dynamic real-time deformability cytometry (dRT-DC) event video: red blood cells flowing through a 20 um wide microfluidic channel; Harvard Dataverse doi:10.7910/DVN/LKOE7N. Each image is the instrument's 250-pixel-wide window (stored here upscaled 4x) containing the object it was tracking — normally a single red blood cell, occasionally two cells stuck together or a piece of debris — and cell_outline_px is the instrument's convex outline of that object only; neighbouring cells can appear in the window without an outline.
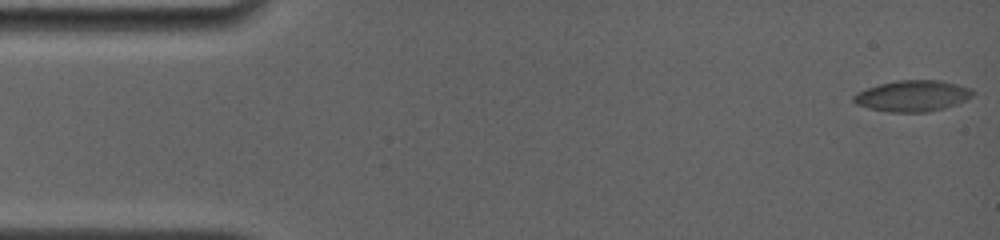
{"species": "common noctule bat (a hibernating species)", "species_latin": "Nyctalus noctula", "temperature_condition": "room temperature", "stored_images_in_passage": 11, "camera_frame_rate_fps": 4000, "um_per_image_px": 0.085, "animal": {"sex": "female", "body_mass_g": 19.0, "forearm_length_mm": 56.7}, "frame": {"image": 1, "passage_image": 1, "time_ms": 0.0, "image_size_px": [1000, 240], "cell_outline_px": [[972, 96], [956, 104], [944, 108], [928, 112], [888, 112], [868, 108], [856, 104], [852, 100], [852, 96], [856, 92], [880, 84], [896, 80], [940, 80], [972, 88]], "centroid_in_image_um": [77.53, 8.15], "position_along_channel_um": 7.5, "area_um2": 21.56}}
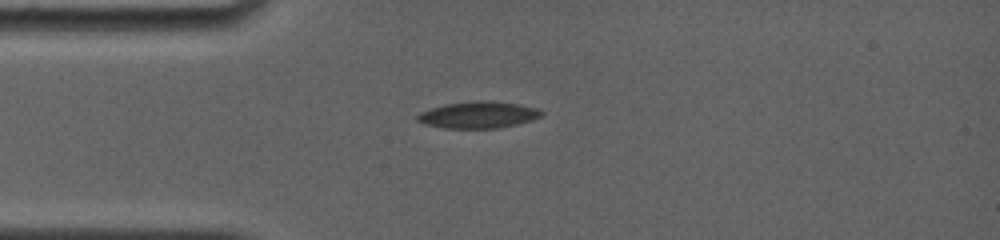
{"frame": {"image": 2, "passage_image": 7, "time_ms": 4.0, "image_size_px": [1000, 240], "cell_outline_px": [[544, 112], [540, 116], [532, 120], [500, 128], [444, 128], [424, 124], [416, 120], [416, 116], [420, 112], [444, 104], [476, 100], [488, 100], [516, 104], [536, 108]], "centroid_in_image_um": [40.62, 9.76], "position_along_channel_um": 44.4, "area_um2": 19.25}}
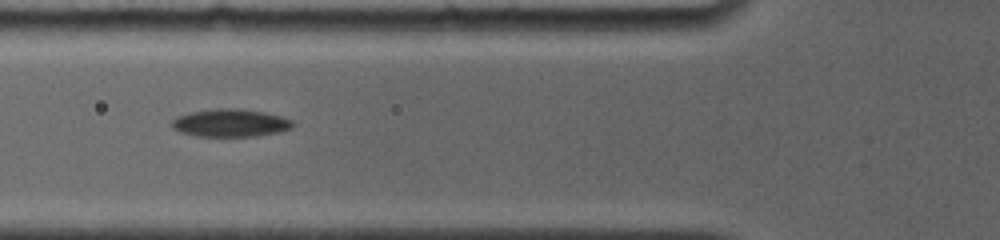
{"frame": {"image": 3, "passage_image": 10, "time_ms": 6.0, "image_size_px": [1000, 240], "cell_outline_px": [[292, 128], [280, 132], [256, 136], [196, 136], [180, 132], [172, 128], [172, 120], [176, 116], [188, 112], [212, 108], [240, 108], [280, 116], [292, 120]], "centroid_in_image_um": [19.53, 10.44], "position_along_channel_um": 106.3, "area_um2": 19.65}}